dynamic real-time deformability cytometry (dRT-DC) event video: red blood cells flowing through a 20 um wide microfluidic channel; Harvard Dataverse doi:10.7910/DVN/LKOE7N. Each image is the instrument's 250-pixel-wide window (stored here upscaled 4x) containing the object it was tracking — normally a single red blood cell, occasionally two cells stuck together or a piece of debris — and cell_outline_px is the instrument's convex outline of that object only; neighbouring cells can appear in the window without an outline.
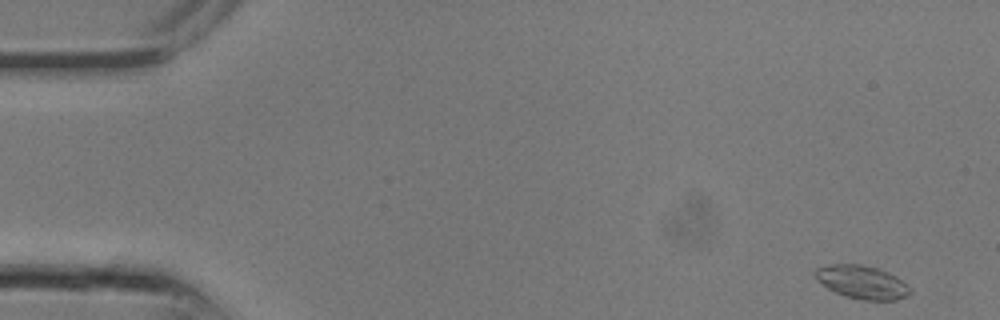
{"species": "common noctule bat (a hibernating species)", "species_latin": "Nyctalus noctula", "temperature_condition": "room temperature", "stored_images_in_passage": 8, "camera_frame_rate_fps": 3000, "um_per_image_px": 0.085, "animal": {"sex": "male", "body_mass_g": 13.3}, "frame": {"image": 1, "passage_image": 1, "time_ms": 0.0, "image_size_px": [1000, 320], "cell_outline_px": [[912, 292], [908, 296], [896, 300], [864, 300], [844, 296], [828, 288], [816, 280], [812, 272], [816, 268], [832, 264], [860, 264], [876, 268], [896, 276], [908, 284], [912, 288]], "centroid_in_image_um": [73.28, 23.99], "position_along_channel_um": 11.7, "area_um2": 18.55}}